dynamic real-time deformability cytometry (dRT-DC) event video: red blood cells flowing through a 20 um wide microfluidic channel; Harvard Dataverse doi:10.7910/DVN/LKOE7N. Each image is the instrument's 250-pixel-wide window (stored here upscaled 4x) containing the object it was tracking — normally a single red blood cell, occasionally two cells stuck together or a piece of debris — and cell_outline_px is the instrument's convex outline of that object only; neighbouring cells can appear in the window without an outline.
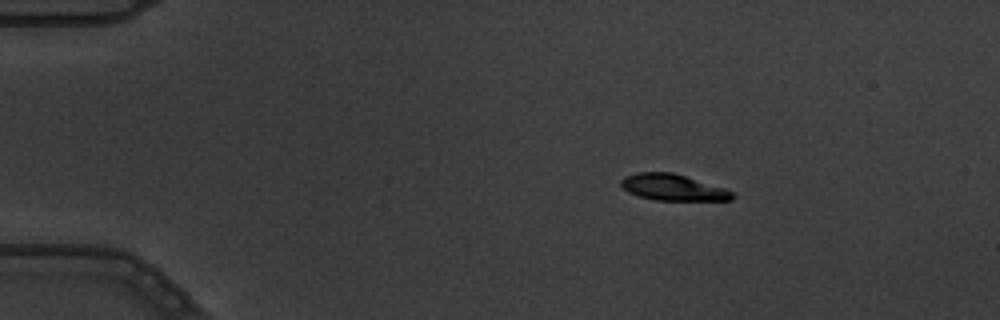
{"species": "common noctule bat (a hibernating species)", "species_latin": "Nyctalus noctula", "temperature_condition": "warm", "stored_images_in_passage": 4, "camera_frame_rate_fps": 3000, "um_per_image_px": 0.085, "animal": {"sex": "male", "body_mass_g": 19.5, "forearm_length_mm": 54.6}, "frame": {"image": 1, "passage_image": 2, "time_ms": 0.333, "image_size_px": [1000, 320], "cell_outline_px": [[736, 196], [732, 200], [656, 200], [640, 196], [628, 192], [620, 184], [620, 180], [624, 176], [640, 172], [672, 172], [724, 188], [732, 192]], "centroid_in_image_um": [57.19, 15.93], "position_along_channel_um": 27.8, "area_um2": 16.88}}